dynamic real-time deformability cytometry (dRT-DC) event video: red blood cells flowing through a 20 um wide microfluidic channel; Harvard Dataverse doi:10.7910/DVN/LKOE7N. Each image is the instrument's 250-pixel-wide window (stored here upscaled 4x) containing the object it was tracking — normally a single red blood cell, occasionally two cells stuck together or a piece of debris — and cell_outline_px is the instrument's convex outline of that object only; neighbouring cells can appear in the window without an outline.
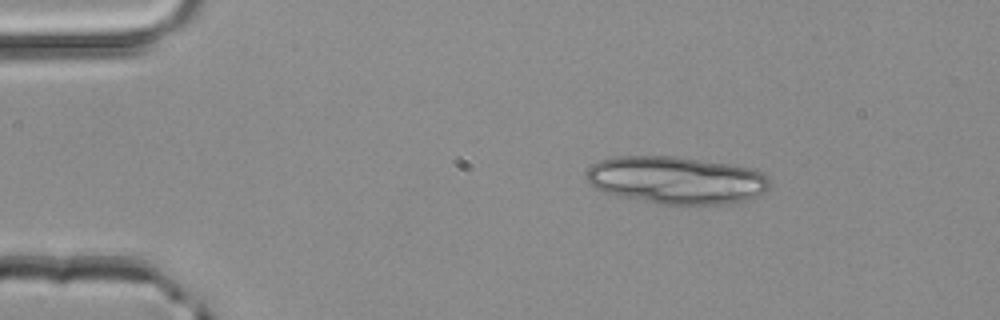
{"species": "common noctule bat (a hibernating species)", "species_latin": "Nyctalus noctula", "temperature_condition": "room temperature", "stored_images_in_passage": 2, "camera_frame_rate_fps": 3000, "um_per_image_px": 0.085, "animal": {"sex": "male", "body_mass_g": 20.4}, "frame": {"image": 1, "passage_image": 1, "time_ms": 0.0, "image_size_px": [1000, 320], "cell_outline_px": [[772, 184], [764, 192], [748, 200], [720, 204], [656, 204], [620, 196], [604, 192], [588, 184], [584, 176], [588, 168], [592, 164], [600, 160], [612, 156], [676, 156], [728, 164], [748, 168], [760, 172]], "centroid_in_image_um": [57.42, 15.31], "position_along_channel_um": 27.6, "area_um2": 50.86}}